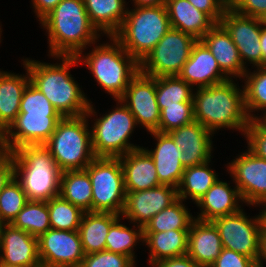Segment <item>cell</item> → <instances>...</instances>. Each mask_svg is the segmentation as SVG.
<instances>
[{
	"label": "cell",
	"mask_w": 266,
	"mask_h": 267,
	"mask_svg": "<svg viewBox=\"0 0 266 267\" xmlns=\"http://www.w3.org/2000/svg\"><path fill=\"white\" fill-rule=\"evenodd\" d=\"M194 121L193 101L167 106L160 112L159 132L168 133L173 129Z\"/></svg>",
	"instance_id": "cell-40"
},
{
	"label": "cell",
	"mask_w": 266,
	"mask_h": 267,
	"mask_svg": "<svg viewBox=\"0 0 266 267\" xmlns=\"http://www.w3.org/2000/svg\"><path fill=\"white\" fill-rule=\"evenodd\" d=\"M168 134L181 149L180 161L185 168L203 164L211 159L213 133L199 122L194 120L171 130Z\"/></svg>",
	"instance_id": "cell-19"
},
{
	"label": "cell",
	"mask_w": 266,
	"mask_h": 267,
	"mask_svg": "<svg viewBox=\"0 0 266 267\" xmlns=\"http://www.w3.org/2000/svg\"><path fill=\"white\" fill-rule=\"evenodd\" d=\"M12 153L15 177L28 200L47 202L59 195L61 171L44 144L21 146Z\"/></svg>",
	"instance_id": "cell-5"
},
{
	"label": "cell",
	"mask_w": 266,
	"mask_h": 267,
	"mask_svg": "<svg viewBox=\"0 0 266 267\" xmlns=\"http://www.w3.org/2000/svg\"><path fill=\"white\" fill-rule=\"evenodd\" d=\"M54 58H61L62 64L22 60L24 68L28 69L30 83L44 94L62 117L86 114L90 101L69 73L70 67L80 63L77 56Z\"/></svg>",
	"instance_id": "cell-1"
},
{
	"label": "cell",
	"mask_w": 266,
	"mask_h": 267,
	"mask_svg": "<svg viewBox=\"0 0 266 267\" xmlns=\"http://www.w3.org/2000/svg\"><path fill=\"white\" fill-rule=\"evenodd\" d=\"M263 219H264V227L266 228V207L262 210Z\"/></svg>",
	"instance_id": "cell-56"
},
{
	"label": "cell",
	"mask_w": 266,
	"mask_h": 267,
	"mask_svg": "<svg viewBox=\"0 0 266 267\" xmlns=\"http://www.w3.org/2000/svg\"><path fill=\"white\" fill-rule=\"evenodd\" d=\"M256 217L240 211L215 218L211 222L216 226L223 248L233 250L252 258L256 263L260 254V237L264 229L262 212Z\"/></svg>",
	"instance_id": "cell-11"
},
{
	"label": "cell",
	"mask_w": 266,
	"mask_h": 267,
	"mask_svg": "<svg viewBox=\"0 0 266 267\" xmlns=\"http://www.w3.org/2000/svg\"><path fill=\"white\" fill-rule=\"evenodd\" d=\"M113 37L139 63L171 28L165 5L134 7Z\"/></svg>",
	"instance_id": "cell-7"
},
{
	"label": "cell",
	"mask_w": 266,
	"mask_h": 267,
	"mask_svg": "<svg viewBox=\"0 0 266 267\" xmlns=\"http://www.w3.org/2000/svg\"><path fill=\"white\" fill-rule=\"evenodd\" d=\"M5 147L3 141H0V156L5 152Z\"/></svg>",
	"instance_id": "cell-54"
},
{
	"label": "cell",
	"mask_w": 266,
	"mask_h": 267,
	"mask_svg": "<svg viewBox=\"0 0 266 267\" xmlns=\"http://www.w3.org/2000/svg\"><path fill=\"white\" fill-rule=\"evenodd\" d=\"M120 100L135 117L137 125L148 132H159L160 110L156 99V77L139 72L130 82Z\"/></svg>",
	"instance_id": "cell-14"
},
{
	"label": "cell",
	"mask_w": 266,
	"mask_h": 267,
	"mask_svg": "<svg viewBox=\"0 0 266 267\" xmlns=\"http://www.w3.org/2000/svg\"><path fill=\"white\" fill-rule=\"evenodd\" d=\"M221 238L211 221L195 219L188 231L187 255L200 267H210L222 250Z\"/></svg>",
	"instance_id": "cell-23"
},
{
	"label": "cell",
	"mask_w": 266,
	"mask_h": 267,
	"mask_svg": "<svg viewBox=\"0 0 266 267\" xmlns=\"http://www.w3.org/2000/svg\"><path fill=\"white\" fill-rule=\"evenodd\" d=\"M120 220L119 218L110 227L106 237L105 250L128 256L135 263L134 257L136 256L133 249L136 243H139L138 241L143 243V227L134 224V228L130 229L125 224H121ZM135 226H137L136 229Z\"/></svg>",
	"instance_id": "cell-36"
},
{
	"label": "cell",
	"mask_w": 266,
	"mask_h": 267,
	"mask_svg": "<svg viewBox=\"0 0 266 267\" xmlns=\"http://www.w3.org/2000/svg\"><path fill=\"white\" fill-rule=\"evenodd\" d=\"M121 215L102 212H84L79 234L85 255L105 250L110 227Z\"/></svg>",
	"instance_id": "cell-28"
},
{
	"label": "cell",
	"mask_w": 266,
	"mask_h": 267,
	"mask_svg": "<svg viewBox=\"0 0 266 267\" xmlns=\"http://www.w3.org/2000/svg\"><path fill=\"white\" fill-rule=\"evenodd\" d=\"M51 229L78 231L84 211L60 195L47 201Z\"/></svg>",
	"instance_id": "cell-38"
},
{
	"label": "cell",
	"mask_w": 266,
	"mask_h": 267,
	"mask_svg": "<svg viewBox=\"0 0 266 267\" xmlns=\"http://www.w3.org/2000/svg\"><path fill=\"white\" fill-rule=\"evenodd\" d=\"M84 170L92 185V212L122 215L126 191L119 157H95Z\"/></svg>",
	"instance_id": "cell-9"
},
{
	"label": "cell",
	"mask_w": 266,
	"mask_h": 267,
	"mask_svg": "<svg viewBox=\"0 0 266 267\" xmlns=\"http://www.w3.org/2000/svg\"><path fill=\"white\" fill-rule=\"evenodd\" d=\"M0 27H1V26H0ZM1 30H2V29L0 28V38H1V32H2ZM0 42H1V39H0Z\"/></svg>",
	"instance_id": "cell-60"
},
{
	"label": "cell",
	"mask_w": 266,
	"mask_h": 267,
	"mask_svg": "<svg viewBox=\"0 0 266 267\" xmlns=\"http://www.w3.org/2000/svg\"><path fill=\"white\" fill-rule=\"evenodd\" d=\"M227 8H230L236 0H220Z\"/></svg>",
	"instance_id": "cell-53"
},
{
	"label": "cell",
	"mask_w": 266,
	"mask_h": 267,
	"mask_svg": "<svg viewBox=\"0 0 266 267\" xmlns=\"http://www.w3.org/2000/svg\"><path fill=\"white\" fill-rule=\"evenodd\" d=\"M59 195L84 212H92V185L85 170L61 172Z\"/></svg>",
	"instance_id": "cell-31"
},
{
	"label": "cell",
	"mask_w": 266,
	"mask_h": 267,
	"mask_svg": "<svg viewBox=\"0 0 266 267\" xmlns=\"http://www.w3.org/2000/svg\"><path fill=\"white\" fill-rule=\"evenodd\" d=\"M198 10L206 13L215 23H219L227 8L220 0H188Z\"/></svg>",
	"instance_id": "cell-46"
},
{
	"label": "cell",
	"mask_w": 266,
	"mask_h": 267,
	"mask_svg": "<svg viewBox=\"0 0 266 267\" xmlns=\"http://www.w3.org/2000/svg\"><path fill=\"white\" fill-rule=\"evenodd\" d=\"M135 7L162 6L166 0H133Z\"/></svg>",
	"instance_id": "cell-52"
},
{
	"label": "cell",
	"mask_w": 266,
	"mask_h": 267,
	"mask_svg": "<svg viewBox=\"0 0 266 267\" xmlns=\"http://www.w3.org/2000/svg\"><path fill=\"white\" fill-rule=\"evenodd\" d=\"M223 74L209 48L201 40H197L178 76L192 87L196 85L197 88H201L229 80Z\"/></svg>",
	"instance_id": "cell-20"
},
{
	"label": "cell",
	"mask_w": 266,
	"mask_h": 267,
	"mask_svg": "<svg viewBox=\"0 0 266 267\" xmlns=\"http://www.w3.org/2000/svg\"><path fill=\"white\" fill-rule=\"evenodd\" d=\"M166 9L171 28L201 40L216 23L204 12L198 10L188 0H166Z\"/></svg>",
	"instance_id": "cell-26"
},
{
	"label": "cell",
	"mask_w": 266,
	"mask_h": 267,
	"mask_svg": "<svg viewBox=\"0 0 266 267\" xmlns=\"http://www.w3.org/2000/svg\"><path fill=\"white\" fill-rule=\"evenodd\" d=\"M243 79L246 113L250 120L260 119L251 112L260 110L266 114V66L256 67L254 72L247 70Z\"/></svg>",
	"instance_id": "cell-34"
},
{
	"label": "cell",
	"mask_w": 266,
	"mask_h": 267,
	"mask_svg": "<svg viewBox=\"0 0 266 267\" xmlns=\"http://www.w3.org/2000/svg\"><path fill=\"white\" fill-rule=\"evenodd\" d=\"M200 267L189 255H183L179 257L166 258L159 260L151 267Z\"/></svg>",
	"instance_id": "cell-48"
},
{
	"label": "cell",
	"mask_w": 266,
	"mask_h": 267,
	"mask_svg": "<svg viewBox=\"0 0 266 267\" xmlns=\"http://www.w3.org/2000/svg\"><path fill=\"white\" fill-rule=\"evenodd\" d=\"M0 267H25V266H16V265H10L0 262Z\"/></svg>",
	"instance_id": "cell-55"
},
{
	"label": "cell",
	"mask_w": 266,
	"mask_h": 267,
	"mask_svg": "<svg viewBox=\"0 0 266 267\" xmlns=\"http://www.w3.org/2000/svg\"><path fill=\"white\" fill-rule=\"evenodd\" d=\"M0 141H3V131L0 129Z\"/></svg>",
	"instance_id": "cell-59"
},
{
	"label": "cell",
	"mask_w": 266,
	"mask_h": 267,
	"mask_svg": "<svg viewBox=\"0 0 266 267\" xmlns=\"http://www.w3.org/2000/svg\"><path fill=\"white\" fill-rule=\"evenodd\" d=\"M40 23L47 29L52 58L78 56L86 46L95 44L101 34L91 24L83 0L60 1Z\"/></svg>",
	"instance_id": "cell-2"
},
{
	"label": "cell",
	"mask_w": 266,
	"mask_h": 267,
	"mask_svg": "<svg viewBox=\"0 0 266 267\" xmlns=\"http://www.w3.org/2000/svg\"><path fill=\"white\" fill-rule=\"evenodd\" d=\"M248 149L266 160V126L259 120H250L245 131Z\"/></svg>",
	"instance_id": "cell-43"
},
{
	"label": "cell",
	"mask_w": 266,
	"mask_h": 267,
	"mask_svg": "<svg viewBox=\"0 0 266 267\" xmlns=\"http://www.w3.org/2000/svg\"><path fill=\"white\" fill-rule=\"evenodd\" d=\"M109 39L113 43L93 47L87 56L79 54L77 58L91 71L101 88L114 99H120L129 82L140 72V64L113 36Z\"/></svg>",
	"instance_id": "cell-6"
},
{
	"label": "cell",
	"mask_w": 266,
	"mask_h": 267,
	"mask_svg": "<svg viewBox=\"0 0 266 267\" xmlns=\"http://www.w3.org/2000/svg\"><path fill=\"white\" fill-rule=\"evenodd\" d=\"M41 267H80L85 257L79 231L49 229L38 238Z\"/></svg>",
	"instance_id": "cell-13"
},
{
	"label": "cell",
	"mask_w": 266,
	"mask_h": 267,
	"mask_svg": "<svg viewBox=\"0 0 266 267\" xmlns=\"http://www.w3.org/2000/svg\"><path fill=\"white\" fill-rule=\"evenodd\" d=\"M211 160L191 167H186L177 188L179 199L188 197L196 203L216 182L218 175L209 167Z\"/></svg>",
	"instance_id": "cell-32"
},
{
	"label": "cell",
	"mask_w": 266,
	"mask_h": 267,
	"mask_svg": "<svg viewBox=\"0 0 266 267\" xmlns=\"http://www.w3.org/2000/svg\"><path fill=\"white\" fill-rule=\"evenodd\" d=\"M260 47L262 50V66H266V20L261 19Z\"/></svg>",
	"instance_id": "cell-50"
},
{
	"label": "cell",
	"mask_w": 266,
	"mask_h": 267,
	"mask_svg": "<svg viewBox=\"0 0 266 267\" xmlns=\"http://www.w3.org/2000/svg\"><path fill=\"white\" fill-rule=\"evenodd\" d=\"M21 183L14 177L0 192V216L5 224H11L28 202Z\"/></svg>",
	"instance_id": "cell-39"
},
{
	"label": "cell",
	"mask_w": 266,
	"mask_h": 267,
	"mask_svg": "<svg viewBox=\"0 0 266 267\" xmlns=\"http://www.w3.org/2000/svg\"><path fill=\"white\" fill-rule=\"evenodd\" d=\"M264 117H260V121L266 126V114L265 115H263Z\"/></svg>",
	"instance_id": "cell-57"
},
{
	"label": "cell",
	"mask_w": 266,
	"mask_h": 267,
	"mask_svg": "<svg viewBox=\"0 0 266 267\" xmlns=\"http://www.w3.org/2000/svg\"><path fill=\"white\" fill-rule=\"evenodd\" d=\"M193 94L194 120L213 134L221 128L236 129L245 134L250 119L245 109L244 88L233 79L201 87Z\"/></svg>",
	"instance_id": "cell-3"
},
{
	"label": "cell",
	"mask_w": 266,
	"mask_h": 267,
	"mask_svg": "<svg viewBox=\"0 0 266 267\" xmlns=\"http://www.w3.org/2000/svg\"><path fill=\"white\" fill-rule=\"evenodd\" d=\"M156 139V148L149 150L142 147L153 159L161 185L178 188L185 167L180 161L181 149L168 133L150 132Z\"/></svg>",
	"instance_id": "cell-21"
},
{
	"label": "cell",
	"mask_w": 266,
	"mask_h": 267,
	"mask_svg": "<svg viewBox=\"0 0 266 267\" xmlns=\"http://www.w3.org/2000/svg\"><path fill=\"white\" fill-rule=\"evenodd\" d=\"M5 225L4 221L2 220L1 216H0V229Z\"/></svg>",
	"instance_id": "cell-58"
},
{
	"label": "cell",
	"mask_w": 266,
	"mask_h": 267,
	"mask_svg": "<svg viewBox=\"0 0 266 267\" xmlns=\"http://www.w3.org/2000/svg\"><path fill=\"white\" fill-rule=\"evenodd\" d=\"M230 8L241 15L266 20V0H236Z\"/></svg>",
	"instance_id": "cell-45"
},
{
	"label": "cell",
	"mask_w": 266,
	"mask_h": 267,
	"mask_svg": "<svg viewBox=\"0 0 266 267\" xmlns=\"http://www.w3.org/2000/svg\"><path fill=\"white\" fill-rule=\"evenodd\" d=\"M11 224L38 238L51 228L47 202L29 200Z\"/></svg>",
	"instance_id": "cell-35"
},
{
	"label": "cell",
	"mask_w": 266,
	"mask_h": 267,
	"mask_svg": "<svg viewBox=\"0 0 266 267\" xmlns=\"http://www.w3.org/2000/svg\"><path fill=\"white\" fill-rule=\"evenodd\" d=\"M0 262L16 266L41 267L37 237L12 224H5L0 229Z\"/></svg>",
	"instance_id": "cell-18"
},
{
	"label": "cell",
	"mask_w": 266,
	"mask_h": 267,
	"mask_svg": "<svg viewBox=\"0 0 266 267\" xmlns=\"http://www.w3.org/2000/svg\"><path fill=\"white\" fill-rule=\"evenodd\" d=\"M128 257L108 250L85 255L80 267H135Z\"/></svg>",
	"instance_id": "cell-42"
},
{
	"label": "cell",
	"mask_w": 266,
	"mask_h": 267,
	"mask_svg": "<svg viewBox=\"0 0 266 267\" xmlns=\"http://www.w3.org/2000/svg\"><path fill=\"white\" fill-rule=\"evenodd\" d=\"M227 182L219 178L213 186L196 202L201 212L197 215V220L212 221L215 218L234 214L241 210L243 199L238 188L234 189ZM240 201V202H239Z\"/></svg>",
	"instance_id": "cell-25"
},
{
	"label": "cell",
	"mask_w": 266,
	"mask_h": 267,
	"mask_svg": "<svg viewBox=\"0 0 266 267\" xmlns=\"http://www.w3.org/2000/svg\"><path fill=\"white\" fill-rule=\"evenodd\" d=\"M196 42L193 36L170 28L139 63L140 72L151 77L178 76Z\"/></svg>",
	"instance_id": "cell-10"
},
{
	"label": "cell",
	"mask_w": 266,
	"mask_h": 267,
	"mask_svg": "<svg viewBox=\"0 0 266 267\" xmlns=\"http://www.w3.org/2000/svg\"><path fill=\"white\" fill-rule=\"evenodd\" d=\"M89 20L97 29L109 36H113L121 27L127 10L125 0H83Z\"/></svg>",
	"instance_id": "cell-29"
},
{
	"label": "cell",
	"mask_w": 266,
	"mask_h": 267,
	"mask_svg": "<svg viewBox=\"0 0 266 267\" xmlns=\"http://www.w3.org/2000/svg\"><path fill=\"white\" fill-rule=\"evenodd\" d=\"M193 87L179 76L156 77V99L160 112L167 106L193 101Z\"/></svg>",
	"instance_id": "cell-37"
},
{
	"label": "cell",
	"mask_w": 266,
	"mask_h": 267,
	"mask_svg": "<svg viewBox=\"0 0 266 267\" xmlns=\"http://www.w3.org/2000/svg\"><path fill=\"white\" fill-rule=\"evenodd\" d=\"M243 203L252 206L266 204V160L249 149L227 166Z\"/></svg>",
	"instance_id": "cell-12"
},
{
	"label": "cell",
	"mask_w": 266,
	"mask_h": 267,
	"mask_svg": "<svg viewBox=\"0 0 266 267\" xmlns=\"http://www.w3.org/2000/svg\"><path fill=\"white\" fill-rule=\"evenodd\" d=\"M182 199L164 208L143 227V232H162L169 230H189L196 217L185 208Z\"/></svg>",
	"instance_id": "cell-33"
},
{
	"label": "cell",
	"mask_w": 266,
	"mask_h": 267,
	"mask_svg": "<svg viewBox=\"0 0 266 267\" xmlns=\"http://www.w3.org/2000/svg\"><path fill=\"white\" fill-rule=\"evenodd\" d=\"M34 12L41 21L48 13H50L62 0H31Z\"/></svg>",
	"instance_id": "cell-49"
},
{
	"label": "cell",
	"mask_w": 266,
	"mask_h": 267,
	"mask_svg": "<svg viewBox=\"0 0 266 267\" xmlns=\"http://www.w3.org/2000/svg\"><path fill=\"white\" fill-rule=\"evenodd\" d=\"M15 177V162L12 152L5 151L0 156V192Z\"/></svg>",
	"instance_id": "cell-47"
},
{
	"label": "cell",
	"mask_w": 266,
	"mask_h": 267,
	"mask_svg": "<svg viewBox=\"0 0 266 267\" xmlns=\"http://www.w3.org/2000/svg\"><path fill=\"white\" fill-rule=\"evenodd\" d=\"M116 109L97 117L92 126V148L96 157H120L141 148L130 143L129 138L137 126L135 117L120 100Z\"/></svg>",
	"instance_id": "cell-8"
},
{
	"label": "cell",
	"mask_w": 266,
	"mask_h": 267,
	"mask_svg": "<svg viewBox=\"0 0 266 267\" xmlns=\"http://www.w3.org/2000/svg\"><path fill=\"white\" fill-rule=\"evenodd\" d=\"M210 267H257V263L243 254L222 248L220 255Z\"/></svg>",
	"instance_id": "cell-44"
},
{
	"label": "cell",
	"mask_w": 266,
	"mask_h": 267,
	"mask_svg": "<svg viewBox=\"0 0 266 267\" xmlns=\"http://www.w3.org/2000/svg\"><path fill=\"white\" fill-rule=\"evenodd\" d=\"M201 41L209 48L224 75L229 79L244 77L247 69L232 38L220 23L207 31Z\"/></svg>",
	"instance_id": "cell-22"
},
{
	"label": "cell",
	"mask_w": 266,
	"mask_h": 267,
	"mask_svg": "<svg viewBox=\"0 0 266 267\" xmlns=\"http://www.w3.org/2000/svg\"><path fill=\"white\" fill-rule=\"evenodd\" d=\"M96 112L90 102L87 113L75 117H63L50 139L44 144L51 152L61 172L84 170L96 157L92 148L88 120Z\"/></svg>",
	"instance_id": "cell-4"
},
{
	"label": "cell",
	"mask_w": 266,
	"mask_h": 267,
	"mask_svg": "<svg viewBox=\"0 0 266 267\" xmlns=\"http://www.w3.org/2000/svg\"><path fill=\"white\" fill-rule=\"evenodd\" d=\"M263 260L264 262L266 261V228L265 227L260 237V254H259V259L257 261V267H264Z\"/></svg>",
	"instance_id": "cell-51"
},
{
	"label": "cell",
	"mask_w": 266,
	"mask_h": 267,
	"mask_svg": "<svg viewBox=\"0 0 266 267\" xmlns=\"http://www.w3.org/2000/svg\"><path fill=\"white\" fill-rule=\"evenodd\" d=\"M125 191H143L160 184L151 156L141 147L119 157Z\"/></svg>",
	"instance_id": "cell-24"
},
{
	"label": "cell",
	"mask_w": 266,
	"mask_h": 267,
	"mask_svg": "<svg viewBox=\"0 0 266 267\" xmlns=\"http://www.w3.org/2000/svg\"><path fill=\"white\" fill-rule=\"evenodd\" d=\"M62 118L61 115L19 113L3 132L5 150L14 152L21 146L45 144Z\"/></svg>",
	"instance_id": "cell-16"
},
{
	"label": "cell",
	"mask_w": 266,
	"mask_h": 267,
	"mask_svg": "<svg viewBox=\"0 0 266 267\" xmlns=\"http://www.w3.org/2000/svg\"><path fill=\"white\" fill-rule=\"evenodd\" d=\"M189 230H169L162 232H143V243L150 248V265L166 258L187 254Z\"/></svg>",
	"instance_id": "cell-30"
},
{
	"label": "cell",
	"mask_w": 266,
	"mask_h": 267,
	"mask_svg": "<svg viewBox=\"0 0 266 267\" xmlns=\"http://www.w3.org/2000/svg\"><path fill=\"white\" fill-rule=\"evenodd\" d=\"M19 113L60 115L44 94L31 83H29L24 90Z\"/></svg>",
	"instance_id": "cell-41"
},
{
	"label": "cell",
	"mask_w": 266,
	"mask_h": 267,
	"mask_svg": "<svg viewBox=\"0 0 266 267\" xmlns=\"http://www.w3.org/2000/svg\"><path fill=\"white\" fill-rule=\"evenodd\" d=\"M26 74L0 71V129L4 132L16 119L25 88L30 83L28 69Z\"/></svg>",
	"instance_id": "cell-27"
},
{
	"label": "cell",
	"mask_w": 266,
	"mask_h": 267,
	"mask_svg": "<svg viewBox=\"0 0 266 267\" xmlns=\"http://www.w3.org/2000/svg\"><path fill=\"white\" fill-rule=\"evenodd\" d=\"M228 32L236 45L242 64L262 66V50L260 47L261 19L244 16L231 8H226L219 22ZM246 62H245V61Z\"/></svg>",
	"instance_id": "cell-15"
},
{
	"label": "cell",
	"mask_w": 266,
	"mask_h": 267,
	"mask_svg": "<svg viewBox=\"0 0 266 267\" xmlns=\"http://www.w3.org/2000/svg\"><path fill=\"white\" fill-rule=\"evenodd\" d=\"M178 199L177 189L169 185H159L143 191H126L121 217L144 227L151 218Z\"/></svg>",
	"instance_id": "cell-17"
}]
</instances>
